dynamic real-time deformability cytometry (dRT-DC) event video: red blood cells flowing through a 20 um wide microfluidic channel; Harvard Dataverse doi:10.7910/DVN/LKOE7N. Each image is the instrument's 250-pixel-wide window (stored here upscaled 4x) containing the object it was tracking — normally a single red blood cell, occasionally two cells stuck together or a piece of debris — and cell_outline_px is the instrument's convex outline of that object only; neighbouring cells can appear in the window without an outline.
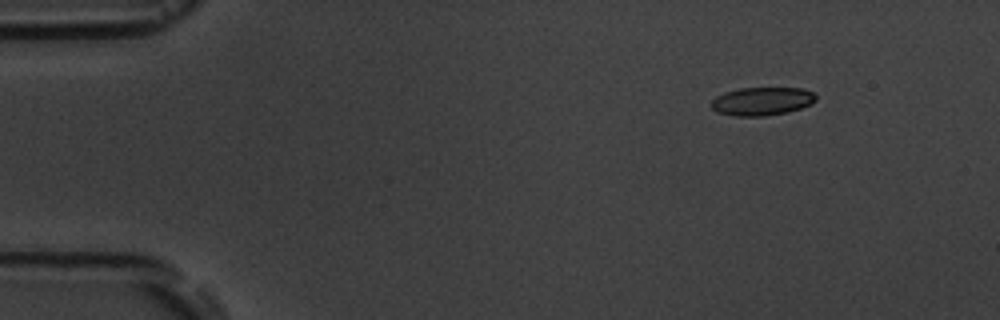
{"species": "common noctule bat (a hibernating species)", "species_latin": "Nyctalus noctula", "temperature_condition": "room temperature", "stored_images_in_passage": 5, "camera_frame_rate_fps": 3000, "um_per_image_px": 0.085, "animal": {"sex": "male", "body_mass_g": 19.5, "forearm_length_mm": 54.6}, "frame": {"image": 1, "passage_image": 2, "time_ms": 2.0, "image_size_px": [1000, 320], "cell_outline_px": [[816, 100], [800, 108], [788, 112], [764, 116], [736, 116], [716, 112], [712, 108], [712, 100], [716, 96], [724, 92], [740, 88], [804, 88], [812, 92], [816, 96]], "centroid_in_image_um": [64.75, 8.6], "position_along_channel_um": 20.3, "area_um2": 17.17}}
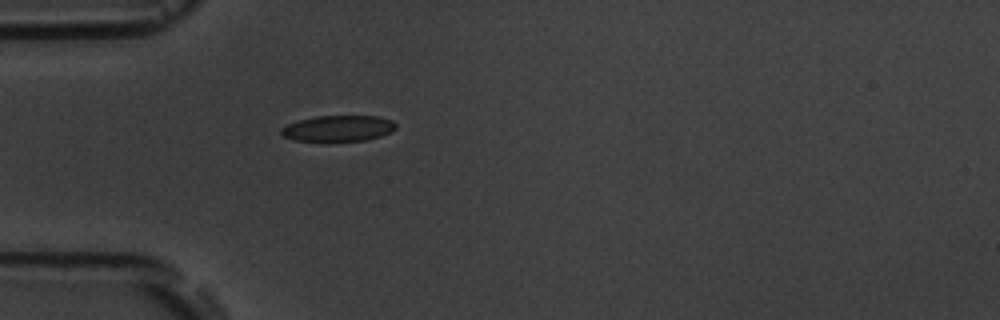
{"frame": {"image": 2, "passage_image": 5, "time_ms": 5.333, "image_size_px": [1000, 320], "cell_outline_px": [[396, 128], [392, 132], [380, 136], [364, 140], [328, 144], [324, 144], [296, 140], [284, 136], [280, 132], [280, 128], [288, 124], [300, 120], [316, 116], [376, 116], [392, 120], [396, 124]], "centroid_in_image_um": [28.73, 10.96], "position_along_channel_um": 56.3, "area_um2": 18.03}}